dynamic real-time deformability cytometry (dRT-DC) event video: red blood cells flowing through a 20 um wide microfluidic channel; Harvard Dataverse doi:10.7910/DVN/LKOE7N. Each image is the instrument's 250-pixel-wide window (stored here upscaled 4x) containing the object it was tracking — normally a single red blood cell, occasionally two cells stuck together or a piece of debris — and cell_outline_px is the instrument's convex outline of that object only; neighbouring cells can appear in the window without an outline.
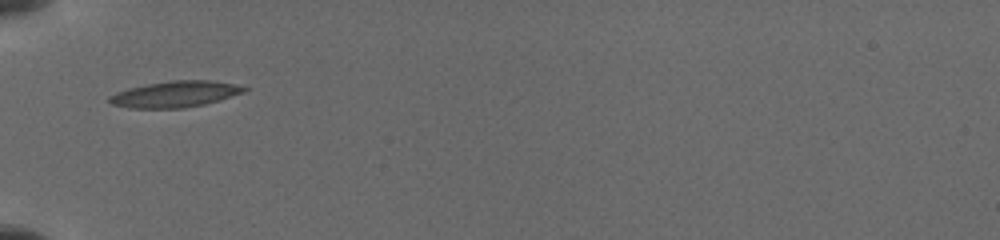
{"species": "common noctule bat (a hibernating species)", "species_latin": "Nyctalus noctula", "temperature_condition": "cold", "stored_images_in_passage": 15, "camera_frame_rate_fps": 3000, "um_per_image_px": 0.085, "animal": {"sex": "female", "body_mass_g": 19.5, "forearm_length_mm": 54.1}, "frame": {"image": 1, "passage_image": 1, "time_ms": 0.0, "image_size_px": [1000, 240], "cell_outline_px": [[248, 88], [244, 92], [220, 100], [204, 104], [184, 108], [128, 108], [112, 104], [108, 100], [108, 96], [116, 92], [128, 88], [148, 84], [172, 80], [212, 80], [232, 84]], "centroid_in_image_um": [14.86, 8.01], "position_along_channel_um": 70.1, "area_um2": 20.46}}
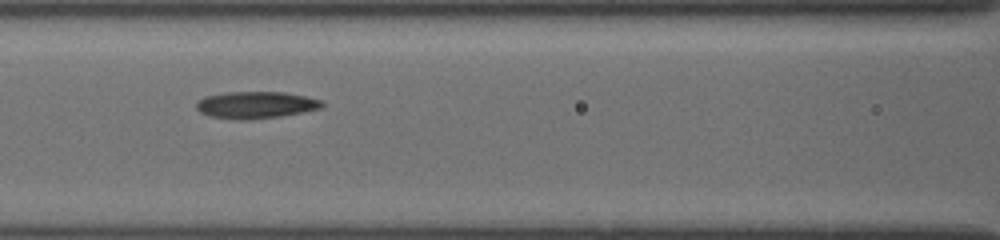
{"frame": {"image": 2, "passage_image": 5, "time_ms": 2.0, "image_size_px": [1000, 240], "cell_outline_px": [[324, 108], [280, 116], [248, 120], [240, 120], [208, 116], [200, 112], [196, 108], [196, 100], [204, 96], [224, 92], [284, 92], [324, 100]], "centroid_in_image_um": [21.73, 8.92], "position_along_channel_um": 144.9, "area_um2": 20.0}}
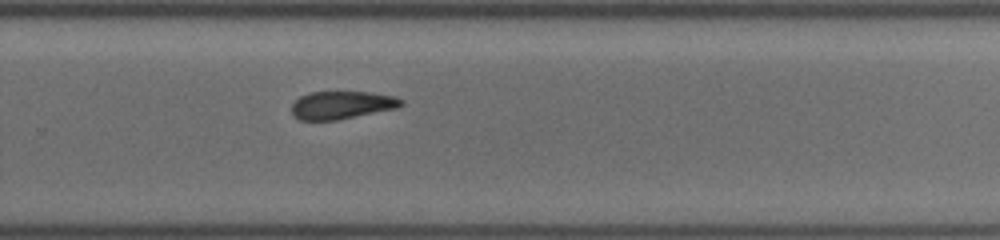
{"frame": {"image": 3, "passage_image": 15, "time_ms": 6.0, "image_size_px": [1000, 240], "cell_outline_px": [[404, 104], [400, 108], [336, 120], [300, 120], [292, 116], [292, 104], [300, 96], [308, 92], [336, 88], [372, 92], [396, 96], [404, 100]], "centroid_in_image_um": [29.08, 8.87], "position_along_channel_um": 300.7, "area_um2": 19.02}}